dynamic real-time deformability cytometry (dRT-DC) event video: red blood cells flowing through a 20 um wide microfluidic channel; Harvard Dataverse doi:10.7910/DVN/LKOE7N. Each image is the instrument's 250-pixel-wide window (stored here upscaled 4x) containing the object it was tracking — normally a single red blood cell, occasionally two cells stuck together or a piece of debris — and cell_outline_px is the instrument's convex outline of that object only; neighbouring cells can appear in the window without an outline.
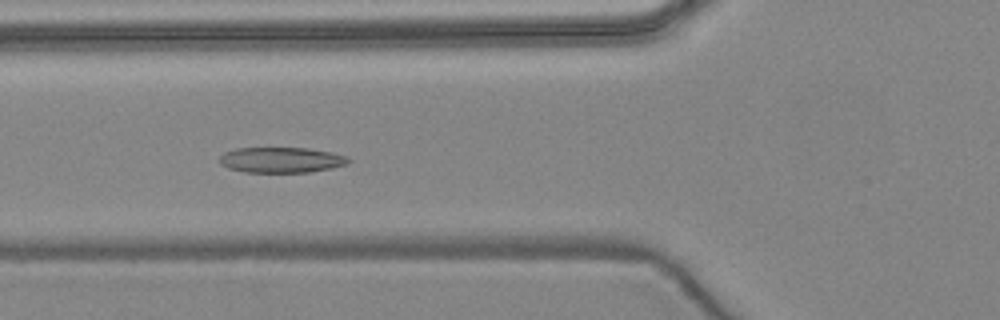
{"species": "common noctule bat (a hibernating species)", "species_latin": "Nyctalus noctula", "temperature_condition": "warm", "stored_images_in_passage": 7, "camera_frame_rate_fps": 3000, "um_per_image_px": 0.085, "animal": {"sex": "female", "body_mass_g": 24.6, "forearm_length_mm": 56.2}, "frame": {"image": 1, "passage_image": 5, "time_ms": 6.0, "image_size_px": [1000, 320], "cell_outline_px": [[352, 160], [348, 164], [332, 168], [312, 172], [244, 172], [228, 168], [220, 164], [220, 156], [224, 152], [236, 148], [308, 148], [332, 152], [348, 156]], "centroid_in_image_um": [23.95, 13.59], "position_along_channel_um": 101.9, "area_um2": 19.36}}
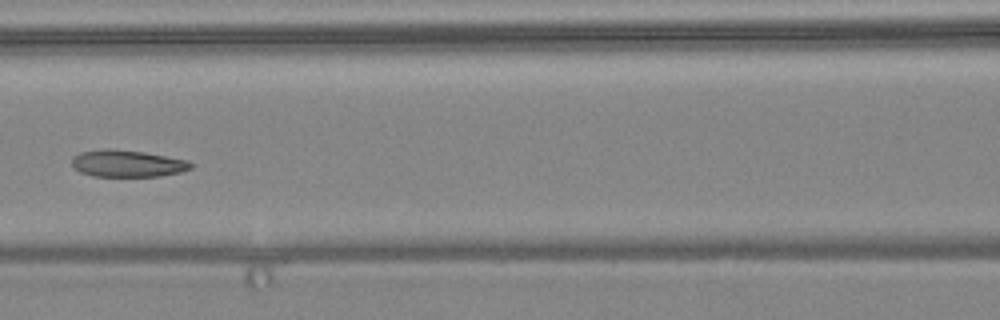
{"frame": {"image": 2, "passage_image": 6, "time_ms": 7.333, "image_size_px": [1000, 320], "cell_outline_px": [[192, 168], [180, 172], [160, 176], [92, 176], [80, 172], [72, 168], [72, 156], [80, 152], [104, 148], [108, 148], [144, 152], [188, 160], [192, 164]], "centroid_in_image_um": [10.78, 13.89], "position_along_channel_um": 155.8, "area_um2": 18.79}}
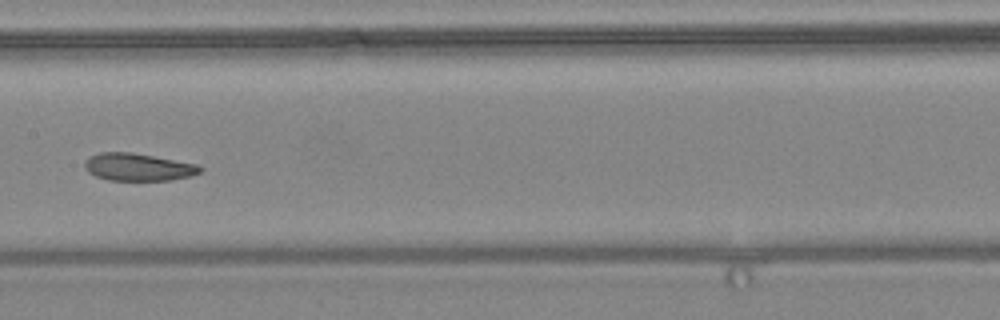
{"frame": {"image": 3, "passage_image": 7, "time_ms": 8.333, "image_size_px": [1000, 320], "cell_outline_px": [[204, 168], [200, 172], [192, 176], [172, 180], [108, 180], [96, 176], [88, 172], [84, 168], [84, 160], [88, 156], [100, 152], [132, 152], [196, 164]], "centroid_in_image_um": [11.71, 14.2], "position_along_channel_um": 195.7, "area_um2": 18.61}}